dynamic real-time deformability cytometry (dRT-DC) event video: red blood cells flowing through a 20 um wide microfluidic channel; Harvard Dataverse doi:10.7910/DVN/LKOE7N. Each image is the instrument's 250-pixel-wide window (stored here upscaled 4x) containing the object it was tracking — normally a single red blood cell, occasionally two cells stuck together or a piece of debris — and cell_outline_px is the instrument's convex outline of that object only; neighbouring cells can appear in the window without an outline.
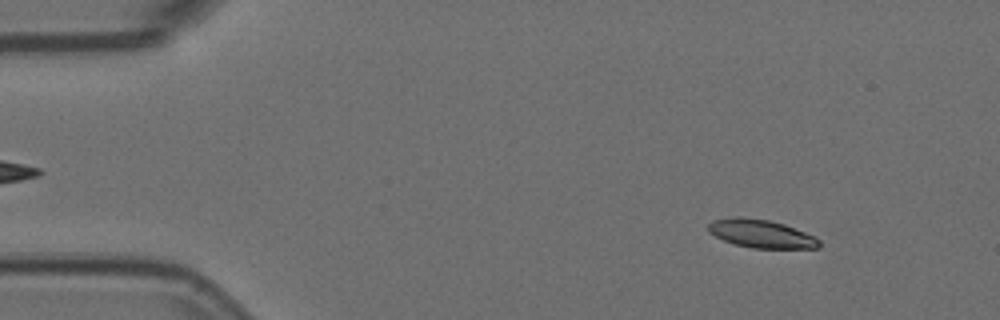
{"species": "Egyptian fruit bat (a non-hibernating species)", "species_latin": "Rousettus aegyptiacus", "temperature_condition": "room temperature", "stored_images_in_passage": 56, "camera_frame_rate_fps": 3000, "um_per_image_px": 0.085, "animal": {"sex": "female"}, "frame": {"image": 1, "passage_image": 6, "time_ms": 1.667, "image_size_px": [1000, 320], "cell_outline_px": [[820, 248], [752, 248], [732, 244], [708, 232], [708, 224], [712, 220], [736, 216], [740, 216], [768, 220], [784, 224], [816, 236], [820, 240]], "centroid_in_image_um": [64.7, 19.86], "position_along_channel_um": 20.3, "area_um2": 18.38}}
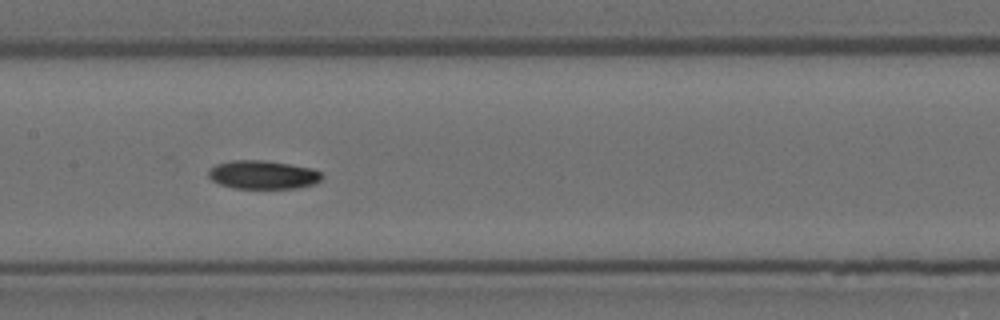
{"frame": {"image": 2, "passage_image": 27, "time_ms": 8.667, "image_size_px": [1000, 320], "cell_outline_px": [[324, 176], [316, 184], [296, 188], [232, 188], [220, 184], [212, 180], [208, 176], [208, 168], [216, 164], [232, 160], [264, 160], [312, 168], [320, 172]], "centroid_in_image_um": [22.34, 14.85], "position_along_channel_um": 185.1, "area_um2": 18.96}}
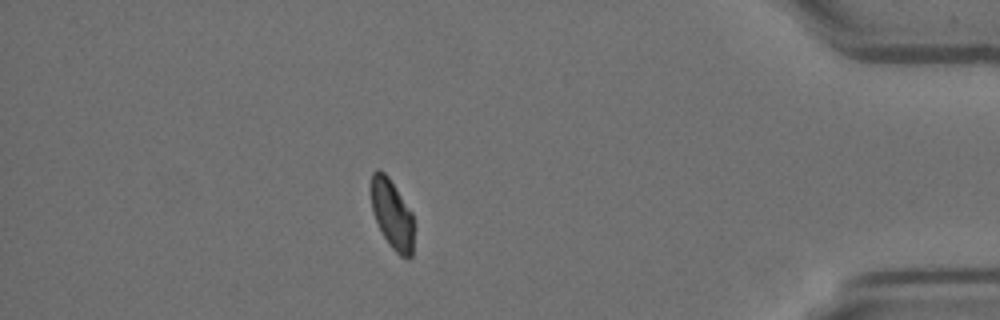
{"frame": {"image": 3, "passage_image": 49, "time_ms": 16.0, "image_size_px": [1000, 320], "cell_outline_px": [[412, 256], [400, 256], [388, 244], [372, 212], [372, 172], [376, 168], [380, 168], [388, 176], [412, 212]], "centroid_in_image_um": [33.31, 18.17], "position_along_channel_um": 401.9, "area_um2": 16.88}, "authors_computed_cell_mechanics": {"area_um2": 18.6116, "velocity_mm_per_s": 3.5557, "shape_relaxation_time_tau1_ms": 4.5654, "shape_relaxation_time_tau2_ms": 11.1737, "deformation_change_tau1": 0.1403, "deformation_change_tau2": 0.09}}